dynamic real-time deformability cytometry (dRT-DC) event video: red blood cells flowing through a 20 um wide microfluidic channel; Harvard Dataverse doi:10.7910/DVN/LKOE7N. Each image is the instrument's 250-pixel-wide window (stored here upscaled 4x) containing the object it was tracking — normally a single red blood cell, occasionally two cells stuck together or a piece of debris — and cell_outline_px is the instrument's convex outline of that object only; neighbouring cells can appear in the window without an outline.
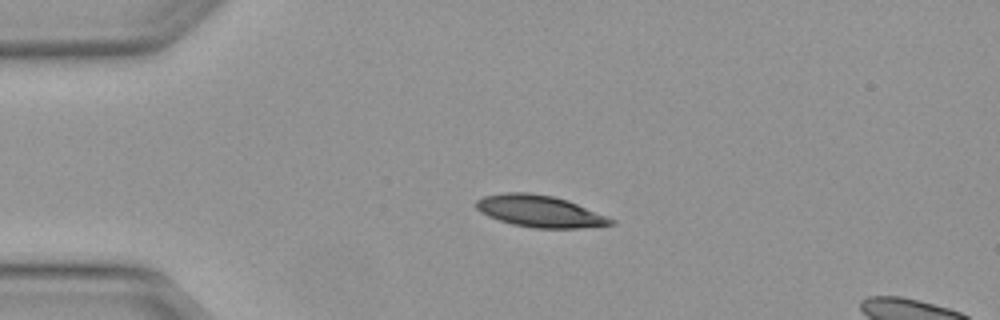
{"species": "Egyptian fruit bat (a non-hibernating species)", "species_latin": "Rousettus aegyptiacus", "temperature_condition": "warm", "stored_images_in_passage": 5, "segment_of_instrument_passage": [1, 2], "camera_frame_rate_fps": 3000, "um_per_image_px": 0.085, "animal": {"sex": "female"}, "frame": {"image": 1, "passage_image": 3, "time_ms": 0.667, "image_size_px": [1000, 320], "cell_outline_px": [[616, 224], [580, 228], [532, 228], [512, 224], [488, 216], [480, 212], [476, 208], [476, 200], [484, 196], [504, 192], [528, 192], [552, 196], [568, 200], [616, 220]], "centroid_in_image_um": [45.88, 17.95], "position_along_channel_um": 39.1, "area_um2": 24.97}}